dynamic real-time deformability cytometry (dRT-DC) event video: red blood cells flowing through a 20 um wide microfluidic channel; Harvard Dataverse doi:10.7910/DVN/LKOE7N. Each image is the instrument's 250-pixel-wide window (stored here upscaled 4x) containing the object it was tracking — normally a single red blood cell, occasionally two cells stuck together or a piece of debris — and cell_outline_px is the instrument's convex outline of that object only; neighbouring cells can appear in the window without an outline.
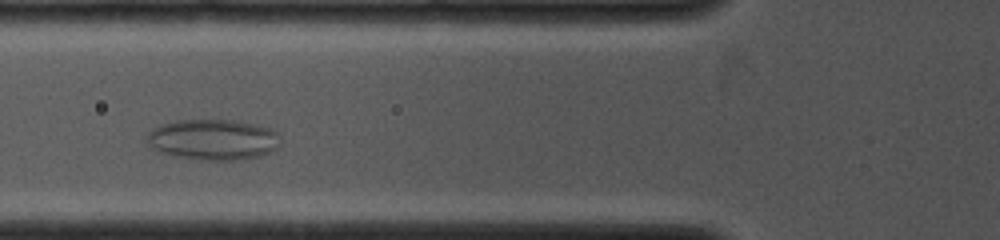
{"species": "common noctule bat (a hibernating species)", "species_latin": "Nyctalus noctula", "temperature_condition": "cold", "stored_images_in_passage": 6, "camera_frame_rate_fps": 4000, "um_per_image_px": 0.085, "animal": {"sex": "female", "body_mass_g": 19.0, "forearm_length_mm": 53.3}, "frame": {"image": 1, "passage_image": 2, "time_ms": 0.75, "image_size_px": [1000, 240], "cell_outline_px": [[280, 144], [276, 148], [260, 156], [240, 160], [208, 160], [176, 156], [164, 152], [148, 144], [148, 132], [152, 128], [160, 124], [176, 120], [232, 120], [272, 128], [276, 132]], "centroid_in_image_um": [18.13, 11.85], "position_along_channel_um": 107.7, "area_um2": 31.33}}
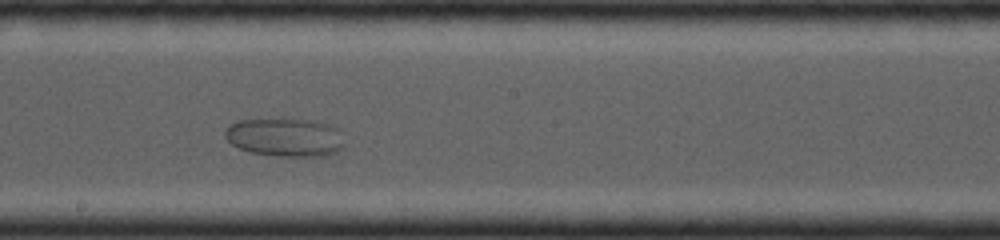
{"frame": {"image": 2, "passage_image": 5, "time_ms": 3.5, "image_size_px": [1000, 240], "cell_outline_px": [[344, 148], [336, 152], [324, 156], [280, 156], [252, 152], [240, 148], [232, 144], [224, 136], [224, 128], [240, 120], [284, 116], [316, 120], [328, 124], [336, 128], [344, 144]], "centroid_in_image_um": [24.22, 11.62], "position_along_channel_um": 224.0, "area_um2": 27.46}}